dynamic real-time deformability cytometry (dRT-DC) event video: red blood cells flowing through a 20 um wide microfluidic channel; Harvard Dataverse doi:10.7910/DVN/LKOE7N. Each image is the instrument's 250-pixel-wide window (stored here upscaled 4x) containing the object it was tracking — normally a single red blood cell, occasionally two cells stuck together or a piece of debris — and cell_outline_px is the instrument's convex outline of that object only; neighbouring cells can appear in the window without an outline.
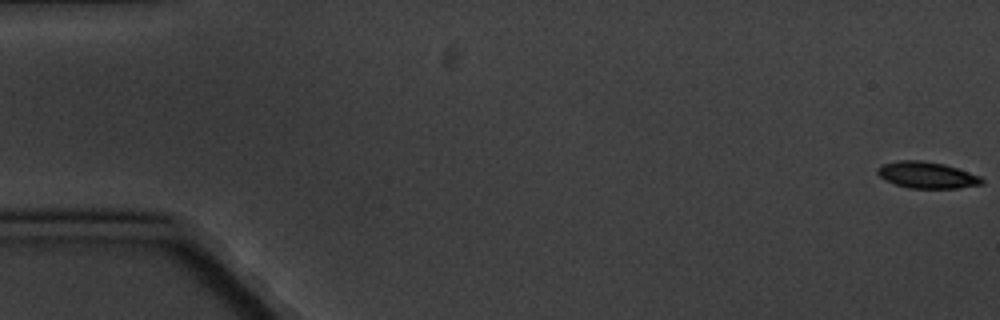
{"species": "common noctule bat (a hibernating species)", "species_latin": "Nyctalus noctula", "temperature_condition": "cold", "stored_images_in_passage": 6, "segment_of_instrument_passage": [1, 2], "camera_frame_rate_fps": 3000, "um_per_image_px": 0.085, "animal": {"sex": "male", "body_mass_g": 20.1, "forearm_length_mm": 53.5}, "frame": {"image": 1, "passage_image": 1, "time_ms": 0.0, "image_size_px": [1000, 320], "cell_outline_px": [[984, 184], [956, 188], [908, 188], [884, 180], [876, 172], [876, 168], [884, 164], [900, 160], [924, 160], [944, 164], [980, 176], [984, 180]], "centroid_in_image_um": [78.78, 14.88], "position_along_channel_um": 6.2, "area_um2": 16.07}}
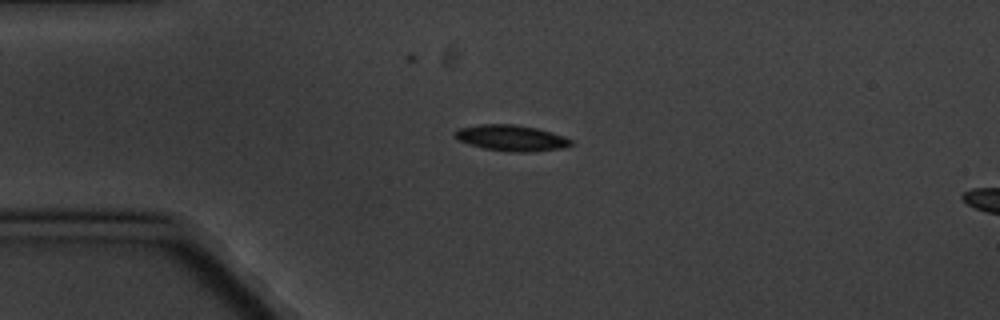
{"frame": {"image": 2, "passage_image": 4, "time_ms": 4.667, "image_size_px": [1000, 320], "cell_outline_px": [[576, 144], [564, 148], [528, 152], [516, 152], [484, 148], [468, 144], [460, 140], [452, 132], [460, 128], [480, 124], [516, 124], [536, 128], [552, 132], [564, 136], [572, 140]], "centroid_in_image_um": [43.52, 11.72], "position_along_channel_um": 41.5, "area_um2": 17.57}}